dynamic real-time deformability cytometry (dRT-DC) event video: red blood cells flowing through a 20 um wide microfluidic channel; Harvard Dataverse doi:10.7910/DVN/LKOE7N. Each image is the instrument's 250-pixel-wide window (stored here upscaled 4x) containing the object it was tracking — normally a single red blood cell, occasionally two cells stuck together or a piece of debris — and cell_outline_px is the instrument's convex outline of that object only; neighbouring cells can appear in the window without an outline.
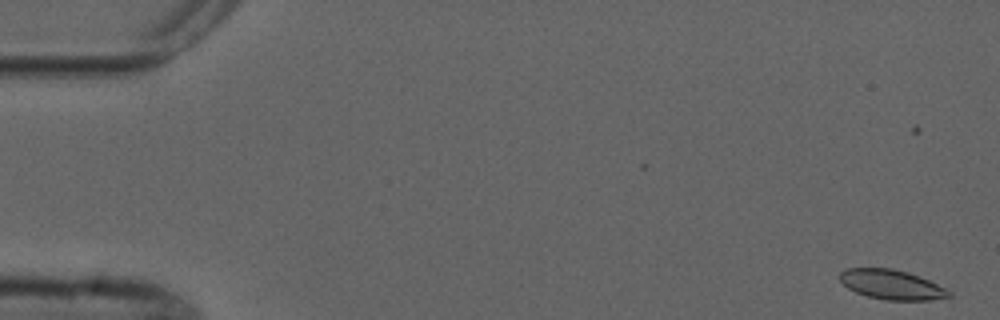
{"species": "common noctule bat (a hibernating species)", "species_latin": "Nyctalus noctula", "temperature_condition": "cold", "stored_images_in_passage": 6, "camera_frame_rate_fps": 3000, "um_per_image_px": 0.085, "animal": {"sex": "male", "forearm_length_mm": 52.5}, "frame": {"image": 1, "passage_image": 1, "time_ms": 0.0, "image_size_px": [1000, 320], "cell_outline_px": [[952, 296], [928, 300], [888, 300], [868, 296], [856, 292], [848, 288], [840, 280], [840, 272], [844, 268], [892, 268], [908, 272], [920, 276], [952, 292]], "centroid_in_image_um": [75.78, 24.18], "position_along_channel_um": 9.2, "area_um2": 18.73}}